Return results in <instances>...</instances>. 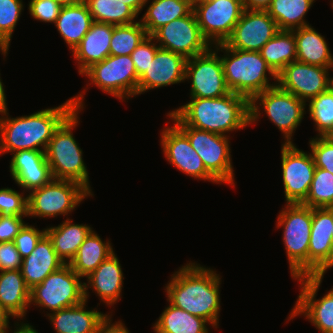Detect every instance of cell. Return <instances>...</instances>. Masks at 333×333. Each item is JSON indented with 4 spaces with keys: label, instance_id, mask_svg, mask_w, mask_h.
Instances as JSON below:
<instances>
[{
    "label": "cell",
    "instance_id": "cell-10",
    "mask_svg": "<svg viewBox=\"0 0 333 333\" xmlns=\"http://www.w3.org/2000/svg\"><path fill=\"white\" fill-rule=\"evenodd\" d=\"M104 93L122 100L137 96V72L131 55H109L103 61L93 64L83 74Z\"/></svg>",
    "mask_w": 333,
    "mask_h": 333
},
{
    "label": "cell",
    "instance_id": "cell-55",
    "mask_svg": "<svg viewBox=\"0 0 333 333\" xmlns=\"http://www.w3.org/2000/svg\"><path fill=\"white\" fill-rule=\"evenodd\" d=\"M62 6L76 5L81 3L83 0H56Z\"/></svg>",
    "mask_w": 333,
    "mask_h": 333
},
{
    "label": "cell",
    "instance_id": "cell-23",
    "mask_svg": "<svg viewBox=\"0 0 333 333\" xmlns=\"http://www.w3.org/2000/svg\"><path fill=\"white\" fill-rule=\"evenodd\" d=\"M84 282L85 300L89 298V289L94 290L99 300L107 306H112L121 299L124 274L115 252L105 259Z\"/></svg>",
    "mask_w": 333,
    "mask_h": 333
},
{
    "label": "cell",
    "instance_id": "cell-12",
    "mask_svg": "<svg viewBox=\"0 0 333 333\" xmlns=\"http://www.w3.org/2000/svg\"><path fill=\"white\" fill-rule=\"evenodd\" d=\"M187 59L185 80H191L190 98H219L229 94L218 44ZM219 55V56H218Z\"/></svg>",
    "mask_w": 333,
    "mask_h": 333
},
{
    "label": "cell",
    "instance_id": "cell-2",
    "mask_svg": "<svg viewBox=\"0 0 333 333\" xmlns=\"http://www.w3.org/2000/svg\"><path fill=\"white\" fill-rule=\"evenodd\" d=\"M221 281L215 269L189 261L171 275L164 287L167 302L218 328Z\"/></svg>",
    "mask_w": 333,
    "mask_h": 333
},
{
    "label": "cell",
    "instance_id": "cell-29",
    "mask_svg": "<svg viewBox=\"0 0 333 333\" xmlns=\"http://www.w3.org/2000/svg\"><path fill=\"white\" fill-rule=\"evenodd\" d=\"M94 22L84 1L76 5L63 6L55 27L72 52L87 34Z\"/></svg>",
    "mask_w": 333,
    "mask_h": 333
},
{
    "label": "cell",
    "instance_id": "cell-54",
    "mask_svg": "<svg viewBox=\"0 0 333 333\" xmlns=\"http://www.w3.org/2000/svg\"><path fill=\"white\" fill-rule=\"evenodd\" d=\"M4 84L0 77V114L8 111Z\"/></svg>",
    "mask_w": 333,
    "mask_h": 333
},
{
    "label": "cell",
    "instance_id": "cell-21",
    "mask_svg": "<svg viewBox=\"0 0 333 333\" xmlns=\"http://www.w3.org/2000/svg\"><path fill=\"white\" fill-rule=\"evenodd\" d=\"M186 61L183 55L159 47L147 70L139 78L137 95L184 82Z\"/></svg>",
    "mask_w": 333,
    "mask_h": 333
},
{
    "label": "cell",
    "instance_id": "cell-6",
    "mask_svg": "<svg viewBox=\"0 0 333 333\" xmlns=\"http://www.w3.org/2000/svg\"><path fill=\"white\" fill-rule=\"evenodd\" d=\"M277 216V228L283 229L290 274L293 279L308 276V249L312 226V208L303 204H286Z\"/></svg>",
    "mask_w": 333,
    "mask_h": 333
},
{
    "label": "cell",
    "instance_id": "cell-53",
    "mask_svg": "<svg viewBox=\"0 0 333 333\" xmlns=\"http://www.w3.org/2000/svg\"><path fill=\"white\" fill-rule=\"evenodd\" d=\"M11 41L0 31V53L6 57Z\"/></svg>",
    "mask_w": 333,
    "mask_h": 333
},
{
    "label": "cell",
    "instance_id": "cell-47",
    "mask_svg": "<svg viewBox=\"0 0 333 333\" xmlns=\"http://www.w3.org/2000/svg\"><path fill=\"white\" fill-rule=\"evenodd\" d=\"M23 218L25 217L0 215V243L14 240L26 224Z\"/></svg>",
    "mask_w": 333,
    "mask_h": 333
},
{
    "label": "cell",
    "instance_id": "cell-52",
    "mask_svg": "<svg viewBox=\"0 0 333 333\" xmlns=\"http://www.w3.org/2000/svg\"><path fill=\"white\" fill-rule=\"evenodd\" d=\"M15 328H14V332L13 333H38V331L36 329H34V327L29 324V323H24V321H20L17 322L15 321ZM20 323V324H19Z\"/></svg>",
    "mask_w": 333,
    "mask_h": 333
},
{
    "label": "cell",
    "instance_id": "cell-25",
    "mask_svg": "<svg viewBox=\"0 0 333 333\" xmlns=\"http://www.w3.org/2000/svg\"><path fill=\"white\" fill-rule=\"evenodd\" d=\"M63 265L64 262L58 257L50 238L45 233L30 255L22 259L20 270L26 286L32 289Z\"/></svg>",
    "mask_w": 333,
    "mask_h": 333
},
{
    "label": "cell",
    "instance_id": "cell-42",
    "mask_svg": "<svg viewBox=\"0 0 333 333\" xmlns=\"http://www.w3.org/2000/svg\"><path fill=\"white\" fill-rule=\"evenodd\" d=\"M23 10L22 0H0V31L10 41Z\"/></svg>",
    "mask_w": 333,
    "mask_h": 333
},
{
    "label": "cell",
    "instance_id": "cell-8",
    "mask_svg": "<svg viewBox=\"0 0 333 333\" xmlns=\"http://www.w3.org/2000/svg\"><path fill=\"white\" fill-rule=\"evenodd\" d=\"M69 264L48 275L30 289V306L55 312L78 305L85 300L84 282Z\"/></svg>",
    "mask_w": 333,
    "mask_h": 333
},
{
    "label": "cell",
    "instance_id": "cell-1",
    "mask_svg": "<svg viewBox=\"0 0 333 333\" xmlns=\"http://www.w3.org/2000/svg\"><path fill=\"white\" fill-rule=\"evenodd\" d=\"M81 91L57 107L42 109L29 115L12 118L6 111L0 115V155L20 150L44 151L55 130L74 111L84 109Z\"/></svg>",
    "mask_w": 333,
    "mask_h": 333
},
{
    "label": "cell",
    "instance_id": "cell-49",
    "mask_svg": "<svg viewBox=\"0 0 333 333\" xmlns=\"http://www.w3.org/2000/svg\"><path fill=\"white\" fill-rule=\"evenodd\" d=\"M272 0H242L244 10L250 11H267Z\"/></svg>",
    "mask_w": 333,
    "mask_h": 333
},
{
    "label": "cell",
    "instance_id": "cell-44",
    "mask_svg": "<svg viewBox=\"0 0 333 333\" xmlns=\"http://www.w3.org/2000/svg\"><path fill=\"white\" fill-rule=\"evenodd\" d=\"M46 233V228L38 230L33 225L26 223L14 237V244L22 259L28 257L35 249L40 238Z\"/></svg>",
    "mask_w": 333,
    "mask_h": 333
},
{
    "label": "cell",
    "instance_id": "cell-51",
    "mask_svg": "<svg viewBox=\"0 0 333 333\" xmlns=\"http://www.w3.org/2000/svg\"><path fill=\"white\" fill-rule=\"evenodd\" d=\"M124 4L130 6L138 15L150 0H121Z\"/></svg>",
    "mask_w": 333,
    "mask_h": 333
},
{
    "label": "cell",
    "instance_id": "cell-39",
    "mask_svg": "<svg viewBox=\"0 0 333 333\" xmlns=\"http://www.w3.org/2000/svg\"><path fill=\"white\" fill-rule=\"evenodd\" d=\"M302 204L310 208L333 205V174L316 167L308 196Z\"/></svg>",
    "mask_w": 333,
    "mask_h": 333
},
{
    "label": "cell",
    "instance_id": "cell-3",
    "mask_svg": "<svg viewBox=\"0 0 333 333\" xmlns=\"http://www.w3.org/2000/svg\"><path fill=\"white\" fill-rule=\"evenodd\" d=\"M190 99L188 103L166 115L173 124L187 125L224 136L250 125V100L243 95L230 92L219 98Z\"/></svg>",
    "mask_w": 333,
    "mask_h": 333
},
{
    "label": "cell",
    "instance_id": "cell-9",
    "mask_svg": "<svg viewBox=\"0 0 333 333\" xmlns=\"http://www.w3.org/2000/svg\"><path fill=\"white\" fill-rule=\"evenodd\" d=\"M28 195V216L54 218L72 213L88 196L93 195L81 184L70 180L52 179Z\"/></svg>",
    "mask_w": 333,
    "mask_h": 333
},
{
    "label": "cell",
    "instance_id": "cell-20",
    "mask_svg": "<svg viewBox=\"0 0 333 333\" xmlns=\"http://www.w3.org/2000/svg\"><path fill=\"white\" fill-rule=\"evenodd\" d=\"M278 31L276 21L267 11L243 10L225 44L233 49L259 52Z\"/></svg>",
    "mask_w": 333,
    "mask_h": 333
},
{
    "label": "cell",
    "instance_id": "cell-36",
    "mask_svg": "<svg viewBox=\"0 0 333 333\" xmlns=\"http://www.w3.org/2000/svg\"><path fill=\"white\" fill-rule=\"evenodd\" d=\"M95 22L114 26L138 21V14L121 0H83ZM137 19V20H136Z\"/></svg>",
    "mask_w": 333,
    "mask_h": 333
},
{
    "label": "cell",
    "instance_id": "cell-26",
    "mask_svg": "<svg viewBox=\"0 0 333 333\" xmlns=\"http://www.w3.org/2000/svg\"><path fill=\"white\" fill-rule=\"evenodd\" d=\"M87 300L78 305L45 314L53 324L56 333H96L99 324L108 314L91 308L87 310Z\"/></svg>",
    "mask_w": 333,
    "mask_h": 333
},
{
    "label": "cell",
    "instance_id": "cell-37",
    "mask_svg": "<svg viewBox=\"0 0 333 333\" xmlns=\"http://www.w3.org/2000/svg\"><path fill=\"white\" fill-rule=\"evenodd\" d=\"M147 36L140 20L128 25L114 26L110 40V55H131Z\"/></svg>",
    "mask_w": 333,
    "mask_h": 333
},
{
    "label": "cell",
    "instance_id": "cell-18",
    "mask_svg": "<svg viewBox=\"0 0 333 333\" xmlns=\"http://www.w3.org/2000/svg\"><path fill=\"white\" fill-rule=\"evenodd\" d=\"M160 137L161 148L169 164L196 180L220 184L205 168L200 156L191 147L188 137L175 124L163 128Z\"/></svg>",
    "mask_w": 333,
    "mask_h": 333
},
{
    "label": "cell",
    "instance_id": "cell-46",
    "mask_svg": "<svg viewBox=\"0 0 333 333\" xmlns=\"http://www.w3.org/2000/svg\"><path fill=\"white\" fill-rule=\"evenodd\" d=\"M22 258L13 241L0 243V271L21 269Z\"/></svg>",
    "mask_w": 333,
    "mask_h": 333
},
{
    "label": "cell",
    "instance_id": "cell-16",
    "mask_svg": "<svg viewBox=\"0 0 333 333\" xmlns=\"http://www.w3.org/2000/svg\"><path fill=\"white\" fill-rule=\"evenodd\" d=\"M152 37L160 48L186 59L205 53L211 47L201 34L194 11L160 27Z\"/></svg>",
    "mask_w": 333,
    "mask_h": 333
},
{
    "label": "cell",
    "instance_id": "cell-7",
    "mask_svg": "<svg viewBox=\"0 0 333 333\" xmlns=\"http://www.w3.org/2000/svg\"><path fill=\"white\" fill-rule=\"evenodd\" d=\"M306 104L275 85L250 100V124L257 123L264 111L270 122L282 132L285 140L283 144H293L292 137L306 114Z\"/></svg>",
    "mask_w": 333,
    "mask_h": 333
},
{
    "label": "cell",
    "instance_id": "cell-11",
    "mask_svg": "<svg viewBox=\"0 0 333 333\" xmlns=\"http://www.w3.org/2000/svg\"><path fill=\"white\" fill-rule=\"evenodd\" d=\"M176 126L188 137L191 147L200 156L205 168L221 184L235 187L230 137L187 125Z\"/></svg>",
    "mask_w": 333,
    "mask_h": 333
},
{
    "label": "cell",
    "instance_id": "cell-50",
    "mask_svg": "<svg viewBox=\"0 0 333 333\" xmlns=\"http://www.w3.org/2000/svg\"><path fill=\"white\" fill-rule=\"evenodd\" d=\"M10 317L13 315L9 313L1 304H0V333H9L10 331Z\"/></svg>",
    "mask_w": 333,
    "mask_h": 333
},
{
    "label": "cell",
    "instance_id": "cell-56",
    "mask_svg": "<svg viewBox=\"0 0 333 333\" xmlns=\"http://www.w3.org/2000/svg\"><path fill=\"white\" fill-rule=\"evenodd\" d=\"M188 1L194 7L196 4L201 3L203 1H207V0H188Z\"/></svg>",
    "mask_w": 333,
    "mask_h": 333
},
{
    "label": "cell",
    "instance_id": "cell-15",
    "mask_svg": "<svg viewBox=\"0 0 333 333\" xmlns=\"http://www.w3.org/2000/svg\"><path fill=\"white\" fill-rule=\"evenodd\" d=\"M323 278L301 276L294 279L299 282L300 294L287 320L303 315L320 333H333V288L321 299H316Z\"/></svg>",
    "mask_w": 333,
    "mask_h": 333
},
{
    "label": "cell",
    "instance_id": "cell-22",
    "mask_svg": "<svg viewBox=\"0 0 333 333\" xmlns=\"http://www.w3.org/2000/svg\"><path fill=\"white\" fill-rule=\"evenodd\" d=\"M12 155L10 173L24 192L30 193L53 179L44 151L20 150Z\"/></svg>",
    "mask_w": 333,
    "mask_h": 333
},
{
    "label": "cell",
    "instance_id": "cell-13",
    "mask_svg": "<svg viewBox=\"0 0 333 333\" xmlns=\"http://www.w3.org/2000/svg\"><path fill=\"white\" fill-rule=\"evenodd\" d=\"M243 10L242 0H207L193 7L201 34L212 47L232 35Z\"/></svg>",
    "mask_w": 333,
    "mask_h": 333
},
{
    "label": "cell",
    "instance_id": "cell-4",
    "mask_svg": "<svg viewBox=\"0 0 333 333\" xmlns=\"http://www.w3.org/2000/svg\"><path fill=\"white\" fill-rule=\"evenodd\" d=\"M218 51L229 90L251 100L255 95L277 85V75L267 65L258 51H245L229 48L225 43L218 44ZM271 76L270 78L267 77ZM275 80L270 82V80Z\"/></svg>",
    "mask_w": 333,
    "mask_h": 333
},
{
    "label": "cell",
    "instance_id": "cell-14",
    "mask_svg": "<svg viewBox=\"0 0 333 333\" xmlns=\"http://www.w3.org/2000/svg\"><path fill=\"white\" fill-rule=\"evenodd\" d=\"M281 167L286 204H302L309 193L316 166L311 152L296 144L281 146Z\"/></svg>",
    "mask_w": 333,
    "mask_h": 333
},
{
    "label": "cell",
    "instance_id": "cell-57",
    "mask_svg": "<svg viewBox=\"0 0 333 333\" xmlns=\"http://www.w3.org/2000/svg\"><path fill=\"white\" fill-rule=\"evenodd\" d=\"M326 208L331 212L332 219H333V205L326 207ZM332 235H333V231H332Z\"/></svg>",
    "mask_w": 333,
    "mask_h": 333
},
{
    "label": "cell",
    "instance_id": "cell-45",
    "mask_svg": "<svg viewBox=\"0 0 333 333\" xmlns=\"http://www.w3.org/2000/svg\"><path fill=\"white\" fill-rule=\"evenodd\" d=\"M62 7L56 0H30L28 4L29 13L33 19L53 24Z\"/></svg>",
    "mask_w": 333,
    "mask_h": 333
},
{
    "label": "cell",
    "instance_id": "cell-38",
    "mask_svg": "<svg viewBox=\"0 0 333 333\" xmlns=\"http://www.w3.org/2000/svg\"><path fill=\"white\" fill-rule=\"evenodd\" d=\"M308 113L313 120L317 136L333 134V85L325 92L312 98L308 104Z\"/></svg>",
    "mask_w": 333,
    "mask_h": 333
},
{
    "label": "cell",
    "instance_id": "cell-19",
    "mask_svg": "<svg viewBox=\"0 0 333 333\" xmlns=\"http://www.w3.org/2000/svg\"><path fill=\"white\" fill-rule=\"evenodd\" d=\"M333 219L327 208H312L308 276H324L333 268Z\"/></svg>",
    "mask_w": 333,
    "mask_h": 333
},
{
    "label": "cell",
    "instance_id": "cell-24",
    "mask_svg": "<svg viewBox=\"0 0 333 333\" xmlns=\"http://www.w3.org/2000/svg\"><path fill=\"white\" fill-rule=\"evenodd\" d=\"M114 25L93 22L91 28L72 51L77 62L78 73L82 75L93 64L103 61L110 55V40Z\"/></svg>",
    "mask_w": 333,
    "mask_h": 333
},
{
    "label": "cell",
    "instance_id": "cell-27",
    "mask_svg": "<svg viewBox=\"0 0 333 333\" xmlns=\"http://www.w3.org/2000/svg\"><path fill=\"white\" fill-rule=\"evenodd\" d=\"M292 31L296 41L297 61L324 68H333V54L324 36L311 25Z\"/></svg>",
    "mask_w": 333,
    "mask_h": 333
},
{
    "label": "cell",
    "instance_id": "cell-5",
    "mask_svg": "<svg viewBox=\"0 0 333 333\" xmlns=\"http://www.w3.org/2000/svg\"><path fill=\"white\" fill-rule=\"evenodd\" d=\"M80 112L74 110L55 130L45 150V156L53 179L77 182L94 195L83 160V150L72 133L79 125Z\"/></svg>",
    "mask_w": 333,
    "mask_h": 333
},
{
    "label": "cell",
    "instance_id": "cell-40",
    "mask_svg": "<svg viewBox=\"0 0 333 333\" xmlns=\"http://www.w3.org/2000/svg\"><path fill=\"white\" fill-rule=\"evenodd\" d=\"M19 193L12 188L0 189V215L1 216H28V195ZM25 195V196H24Z\"/></svg>",
    "mask_w": 333,
    "mask_h": 333
},
{
    "label": "cell",
    "instance_id": "cell-32",
    "mask_svg": "<svg viewBox=\"0 0 333 333\" xmlns=\"http://www.w3.org/2000/svg\"><path fill=\"white\" fill-rule=\"evenodd\" d=\"M140 22L149 36L171 21L187 16L193 11L188 0H152Z\"/></svg>",
    "mask_w": 333,
    "mask_h": 333
},
{
    "label": "cell",
    "instance_id": "cell-43",
    "mask_svg": "<svg viewBox=\"0 0 333 333\" xmlns=\"http://www.w3.org/2000/svg\"><path fill=\"white\" fill-rule=\"evenodd\" d=\"M159 45L152 36H147L131 53L137 77L140 78L155 57Z\"/></svg>",
    "mask_w": 333,
    "mask_h": 333
},
{
    "label": "cell",
    "instance_id": "cell-33",
    "mask_svg": "<svg viewBox=\"0 0 333 333\" xmlns=\"http://www.w3.org/2000/svg\"><path fill=\"white\" fill-rule=\"evenodd\" d=\"M210 323L204 318L194 316L170 302L158 320L153 324L155 333H209Z\"/></svg>",
    "mask_w": 333,
    "mask_h": 333
},
{
    "label": "cell",
    "instance_id": "cell-48",
    "mask_svg": "<svg viewBox=\"0 0 333 333\" xmlns=\"http://www.w3.org/2000/svg\"><path fill=\"white\" fill-rule=\"evenodd\" d=\"M111 317L112 314L107 315V317L99 324L96 333H130L122 320L113 323Z\"/></svg>",
    "mask_w": 333,
    "mask_h": 333
},
{
    "label": "cell",
    "instance_id": "cell-31",
    "mask_svg": "<svg viewBox=\"0 0 333 333\" xmlns=\"http://www.w3.org/2000/svg\"><path fill=\"white\" fill-rule=\"evenodd\" d=\"M114 252L110 240L103 241L95 231H92L79 246L77 254L69 265L80 277L86 278Z\"/></svg>",
    "mask_w": 333,
    "mask_h": 333
},
{
    "label": "cell",
    "instance_id": "cell-34",
    "mask_svg": "<svg viewBox=\"0 0 333 333\" xmlns=\"http://www.w3.org/2000/svg\"><path fill=\"white\" fill-rule=\"evenodd\" d=\"M259 52L277 75L288 64L296 61V41L293 31L279 30Z\"/></svg>",
    "mask_w": 333,
    "mask_h": 333
},
{
    "label": "cell",
    "instance_id": "cell-30",
    "mask_svg": "<svg viewBox=\"0 0 333 333\" xmlns=\"http://www.w3.org/2000/svg\"><path fill=\"white\" fill-rule=\"evenodd\" d=\"M93 231L88 224H73L72 219H65L58 226L46 227V234L50 238L58 257L69 264L78 252L79 246Z\"/></svg>",
    "mask_w": 333,
    "mask_h": 333
},
{
    "label": "cell",
    "instance_id": "cell-28",
    "mask_svg": "<svg viewBox=\"0 0 333 333\" xmlns=\"http://www.w3.org/2000/svg\"><path fill=\"white\" fill-rule=\"evenodd\" d=\"M0 304L13 315V319L20 321L26 318L30 308V289L20 269L0 271Z\"/></svg>",
    "mask_w": 333,
    "mask_h": 333
},
{
    "label": "cell",
    "instance_id": "cell-35",
    "mask_svg": "<svg viewBox=\"0 0 333 333\" xmlns=\"http://www.w3.org/2000/svg\"><path fill=\"white\" fill-rule=\"evenodd\" d=\"M315 0H272L267 10L279 30L292 31L310 25L304 19Z\"/></svg>",
    "mask_w": 333,
    "mask_h": 333
},
{
    "label": "cell",
    "instance_id": "cell-17",
    "mask_svg": "<svg viewBox=\"0 0 333 333\" xmlns=\"http://www.w3.org/2000/svg\"><path fill=\"white\" fill-rule=\"evenodd\" d=\"M331 70L296 60L277 74V85L306 103L333 85Z\"/></svg>",
    "mask_w": 333,
    "mask_h": 333
},
{
    "label": "cell",
    "instance_id": "cell-41",
    "mask_svg": "<svg viewBox=\"0 0 333 333\" xmlns=\"http://www.w3.org/2000/svg\"><path fill=\"white\" fill-rule=\"evenodd\" d=\"M309 146L315 166L333 174V137L314 136Z\"/></svg>",
    "mask_w": 333,
    "mask_h": 333
}]
</instances>
